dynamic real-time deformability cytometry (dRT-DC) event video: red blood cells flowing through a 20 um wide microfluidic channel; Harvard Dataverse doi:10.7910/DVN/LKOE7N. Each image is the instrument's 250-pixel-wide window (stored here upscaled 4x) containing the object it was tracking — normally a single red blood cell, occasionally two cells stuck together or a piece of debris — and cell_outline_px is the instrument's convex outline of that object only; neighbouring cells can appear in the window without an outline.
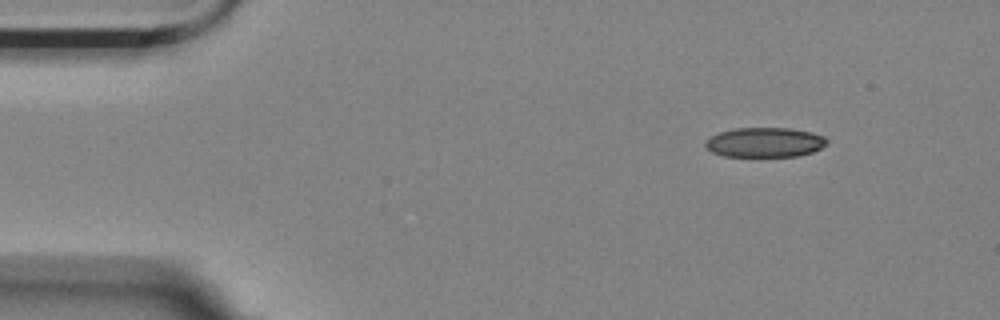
{"species": "Egyptian fruit bat (a non-hibernating species)", "species_latin": "Rousettus aegyptiacus", "temperature_condition": "room temperature", "stored_images_in_passage": 9, "camera_frame_rate_fps": 3000, "um_per_image_px": 0.085, "animal": {"sex": "female"}, "frame": {"image": 1, "passage_image": 1, "time_ms": 0.0, "image_size_px": [1000, 320], "cell_outline_px": [[828, 144], [812, 152], [796, 156], [724, 156], [712, 152], [704, 144], [712, 136], [720, 132], [732, 128], [788, 128], [808, 132], [824, 136], [828, 140]], "centroid_in_image_um": [65.02, 12.1], "position_along_channel_um": 20.0, "area_um2": 20.81}}
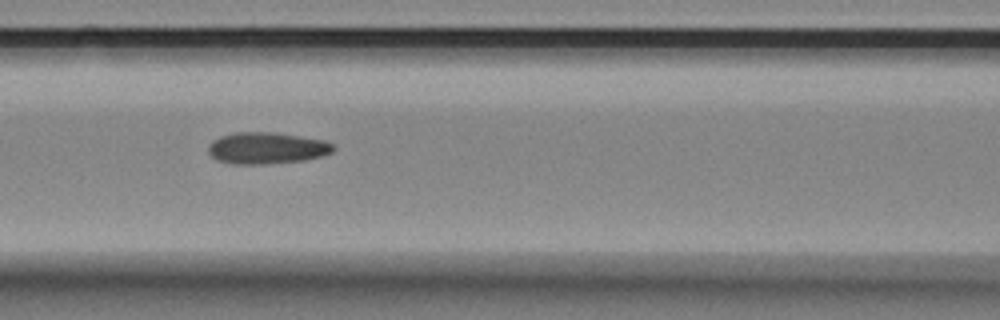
{"frame": {"image": 2, "passage_image": 6, "time_ms": 1.667, "image_size_px": [1000, 320], "cell_outline_px": [[336, 148], [332, 152], [320, 156], [304, 160], [268, 164], [232, 164], [216, 160], [208, 152], [208, 144], [220, 136], [236, 132], [272, 132], [324, 140], [332, 144]], "centroid_in_image_um": [22.64, 12.59], "position_along_channel_um": 144.0, "area_um2": 23.0}}
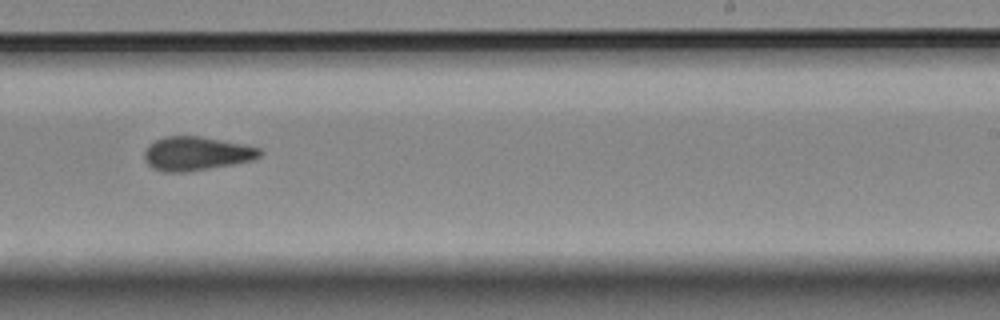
{"frame": {"image": 3, "passage_image": 9, "time_ms": 2.667, "image_size_px": [1000, 320], "cell_outline_px": [[264, 152], [260, 156], [252, 160], [232, 164], [184, 172], [164, 172], [152, 168], [148, 164], [144, 156], [144, 152], [148, 144], [164, 136], [200, 136], [244, 144], [260, 148]], "centroid_in_image_um": [16.68, 13.04], "position_along_channel_um": 272.3, "area_um2": 22.72}}